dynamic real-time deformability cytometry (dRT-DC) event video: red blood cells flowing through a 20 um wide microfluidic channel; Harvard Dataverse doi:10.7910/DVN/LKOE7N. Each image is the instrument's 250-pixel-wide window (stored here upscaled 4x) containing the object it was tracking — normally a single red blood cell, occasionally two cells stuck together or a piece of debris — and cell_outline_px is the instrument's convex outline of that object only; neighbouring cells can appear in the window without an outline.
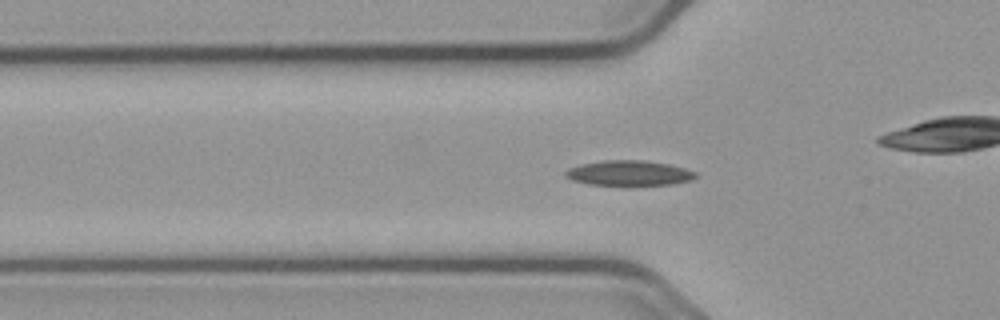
{"species": "common noctule bat (a hibernating species)", "species_latin": "Nyctalus noctula", "temperature_condition": "cold", "stored_images_in_passage": 52, "camera_frame_rate_fps": 3000, "um_per_image_px": 0.085, "animal": {"sex": "male", "body_mass_g": 23.1, "forearm_length_mm": 52.7}, "frame": {"image": 1, "passage_image": 14, "time_ms": 4.333, "image_size_px": [1000, 320], "cell_outline_px": [[696, 176], [692, 180], [672, 184], [588, 184], [572, 180], [564, 176], [564, 172], [568, 168], [580, 164], [604, 160], [644, 160], [668, 164], [684, 168], [696, 172]], "centroid_in_image_um": [53.43, 14.69], "position_along_channel_um": 72.4, "area_um2": 18.79}}
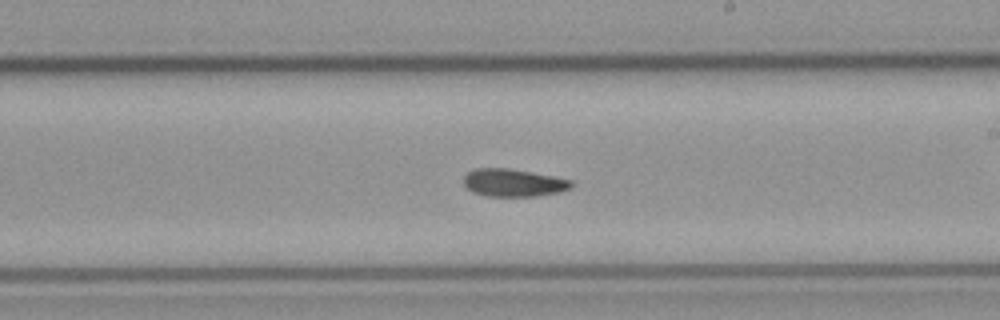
{"frame": {"image": 2, "passage_image": 28, "time_ms": 9.0, "image_size_px": [1000, 320], "cell_outline_px": [[572, 188], [560, 192], [536, 196], [488, 196], [472, 192], [464, 184], [464, 176], [468, 172], [476, 168], [508, 168], [552, 176], [572, 180]], "centroid_in_image_um": [43.64, 15.54], "position_along_channel_um": 245.4, "area_um2": 17.28}}
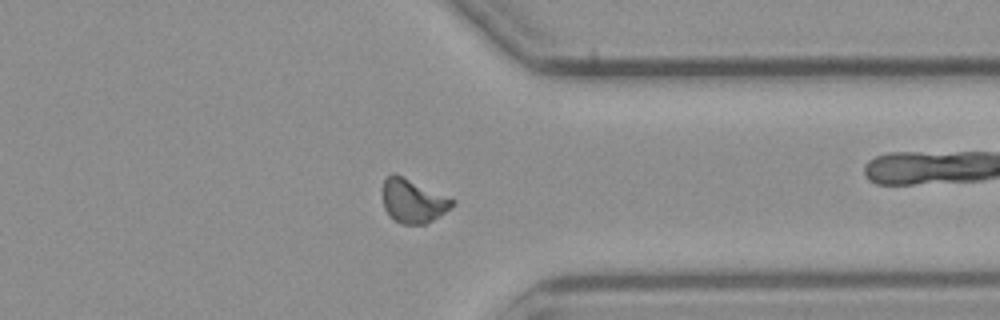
{"frame": {"image": 3, "passage_image": 39, "time_ms": 12.667, "image_size_px": [1000, 320], "cell_outline_px": [[456, 200], [444, 212], [432, 220], [424, 224], [400, 224], [388, 216], [384, 208], [384, 180], [392, 172], [396, 172]], "centroid_in_image_um": [35.08, 17.06], "position_along_channel_um": 376.3, "area_um2": 17.69}, "authors_computed_cell_mechanics": {"area_um2": 17.5423, "velocity_mm_per_s": 3.6873, "shape_relaxation_time_tau1_ms": null, "shape_relaxation_time_tau2_ms": 5.6438, "deformation_change_tau1": null, "deformation_change_tau2": 0.1171}}